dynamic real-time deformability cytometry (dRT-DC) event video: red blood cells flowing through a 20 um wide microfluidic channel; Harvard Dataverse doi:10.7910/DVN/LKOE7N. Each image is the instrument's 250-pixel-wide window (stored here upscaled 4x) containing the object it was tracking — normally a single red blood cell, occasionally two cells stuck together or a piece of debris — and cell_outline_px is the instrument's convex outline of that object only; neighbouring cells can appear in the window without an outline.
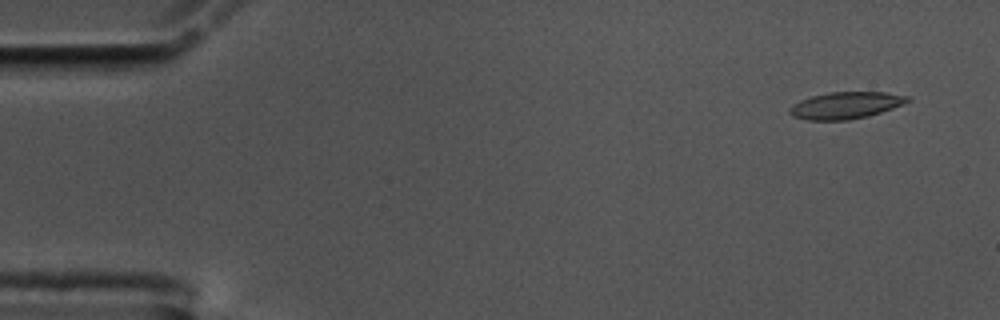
{"species": "common noctule bat (a hibernating species)", "species_latin": "Nyctalus noctula", "temperature_condition": "cold", "stored_images_in_passage": 55, "camera_frame_rate_fps": 3000, "um_per_image_px": 0.085, "animal": {"sex": "male", "body_mass_g": 17.5, "forearm_length_mm": 52.3}, "frame": {"image": 1, "passage_image": 2, "time_ms": 0.333, "image_size_px": [1000, 320], "cell_outline_px": [[912, 100], [892, 108], [868, 116], [848, 120], [808, 120], [792, 116], [788, 112], [788, 108], [792, 104], [800, 100], [812, 96], [828, 92], [884, 92], [912, 96]], "centroid_in_image_um": [71.87, 8.95], "position_along_channel_um": 13.1, "area_um2": 18.55}}
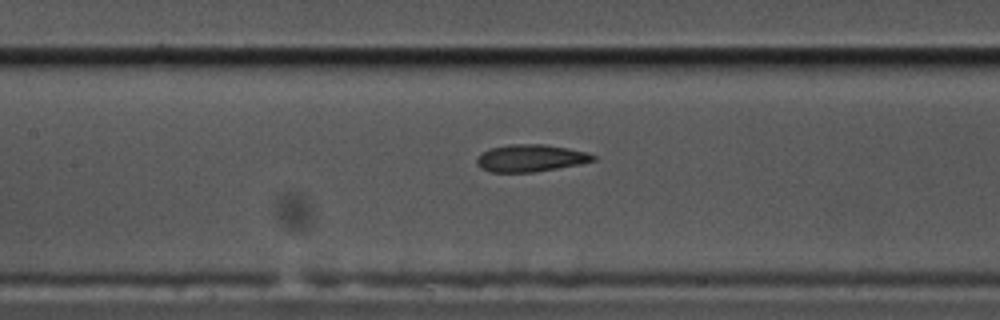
{"frame": {"image": 2, "passage_image": 24, "time_ms": 7.667, "image_size_px": [1000, 320], "cell_outline_px": [[596, 160], [580, 164], [536, 172], [492, 172], [480, 168], [476, 164], [476, 156], [480, 152], [492, 148], [512, 144], [544, 144], [568, 148], [588, 152], [596, 156]], "centroid_in_image_um": [45.09, 13.44], "position_along_channel_um": 162.3, "area_um2": 18.61}}
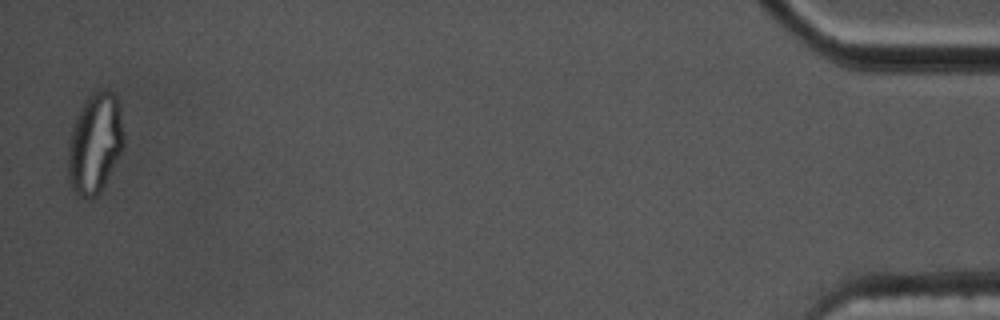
{"frame": {"image": 3, "passage_image": 54, "time_ms": 17.667, "image_size_px": [1000, 320], "cell_outline_px": [[124, 148], [100, 192], [96, 196], [80, 196], [72, 188], [68, 180], [68, 140], [72, 128], [88, 96], [92, 92], [104, 88], [112, 92], [116, 96], [120, 112], [124, 136]], "centroid_in_image_um": [8.08, 12.18], "position_along_channel_um": 427.1, "area_um2": 32.31}, "authors_computed_cell_mechanics": {"area_um2": 18.9006, "velocity_mm_per_s": 3.557, "shape_relaxation_time_tau1_ms": null, "shape_relaxation_time_tau2_ms": 1.5959, "deformation_change_tau1": null, "deformation_change_tau2": 0.0737}}